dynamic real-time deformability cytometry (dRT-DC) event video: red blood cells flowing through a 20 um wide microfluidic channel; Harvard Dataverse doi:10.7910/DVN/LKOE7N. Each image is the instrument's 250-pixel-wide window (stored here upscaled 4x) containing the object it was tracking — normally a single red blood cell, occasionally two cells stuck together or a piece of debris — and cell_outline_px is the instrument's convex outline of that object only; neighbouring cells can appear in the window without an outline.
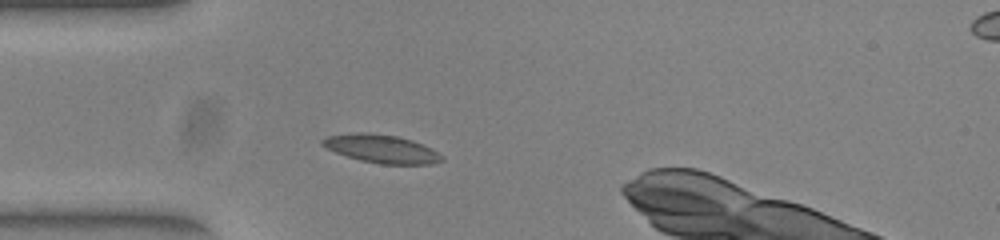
{"species": "common noctule bat (a hibernating species)", "species_latin": "Nyctalus noctula", "temperature_condition": "warm", "stored_images_in_passage": 11, "camera_frame_rate_fps": 3000, "um_per_image_px": 0.085, "animal": {"sex": "female", "body_mass_g": 23.0, "forearm_length_mm": 53.4}, "frame": {"image": 1, "passage_image": 7, "time_ms": 2.0, "image_size_px": [1000, 240], "cell_outline_px": [[444, 160], [432, 164], [380, 164], [360, 160], [336, 152], [320, 144], [320, 140], [328, 136], [356, 132], [368, 132], [396, 136], [412, 140], [444, 156]], "centroid_in_image_um": [32.41, 12.65], "position_along_channel_um": 52.6, "area_um2": 19.42}}